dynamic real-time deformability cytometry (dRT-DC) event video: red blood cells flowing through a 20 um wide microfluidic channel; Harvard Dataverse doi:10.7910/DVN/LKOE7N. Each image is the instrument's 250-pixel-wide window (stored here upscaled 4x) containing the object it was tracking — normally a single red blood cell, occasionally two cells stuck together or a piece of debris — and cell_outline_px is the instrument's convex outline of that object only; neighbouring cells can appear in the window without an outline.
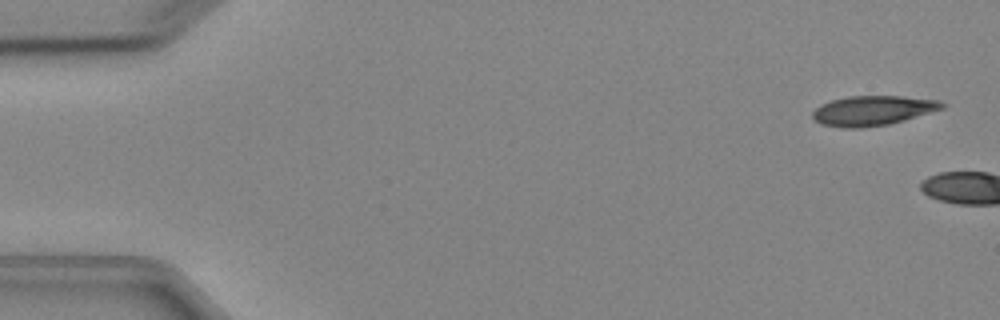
{"species": "Egyptian fruit bat (a non-hibernating species)", "species_latin": "Rousettus aegyptiacus", "temperature_condition": "cold", "stored_images_in_passage": 2, "camera_frame_rate_fps": 3000, "um_per_image_px": 0.085, "animal": {"sex": "female"}, "frame": {"image": 1, "passage_image": 1, "time_ms": 0.0, "image_size_px": [1000, 320], "cell_outline_px": [[944, 108], [904, 120], [888, 124], [860, 128], [844, 128], [820, 124], [812, 116], [812, 112], [820, 104], [832, 100], [848, 96], [904, 96], [940, 100], [944, 104]], "centroid_in_image_um": [74.17, 9.39], "position_along_channel_um": 10.8, "area_um2": 22.43}}